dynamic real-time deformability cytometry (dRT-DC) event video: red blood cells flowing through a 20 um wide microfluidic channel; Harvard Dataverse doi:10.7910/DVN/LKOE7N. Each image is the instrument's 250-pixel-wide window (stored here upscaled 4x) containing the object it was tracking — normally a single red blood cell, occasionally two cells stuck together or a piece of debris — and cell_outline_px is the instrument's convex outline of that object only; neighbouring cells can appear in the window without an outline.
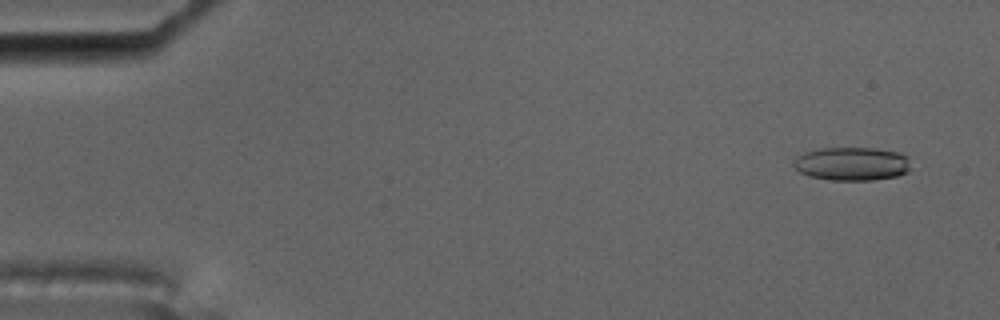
{"species": "common noctule bat (a hibernating species)", "species_latin": "Nyctalus noctula", "temperature_condition": "cold", "stored_images_in_passage": 7, "camera_frame_rate_fps": 3000, "um_per_image_px": 0.085, "animal": {"sex": "male", "body_mass_g": 17.5, "forearm_length_mm": 52.3}, "frame": {"image": 1, "passage_image": 2, "time_ms": 0.333, "image_size_px": [1000, 320], "cell_outline_px": [[908, 172], [896, 176], [872, 180], [828, 180], [808, 176], [800, 172], [792, 164], [796, 156], [804, 152], [820, 148], [876, 148], [900, 152], [908, 156]], "centroid_in_image_um": [72.38, 13.92], "position_along_channel_um": 12.6, "area_um2": 23.0}}